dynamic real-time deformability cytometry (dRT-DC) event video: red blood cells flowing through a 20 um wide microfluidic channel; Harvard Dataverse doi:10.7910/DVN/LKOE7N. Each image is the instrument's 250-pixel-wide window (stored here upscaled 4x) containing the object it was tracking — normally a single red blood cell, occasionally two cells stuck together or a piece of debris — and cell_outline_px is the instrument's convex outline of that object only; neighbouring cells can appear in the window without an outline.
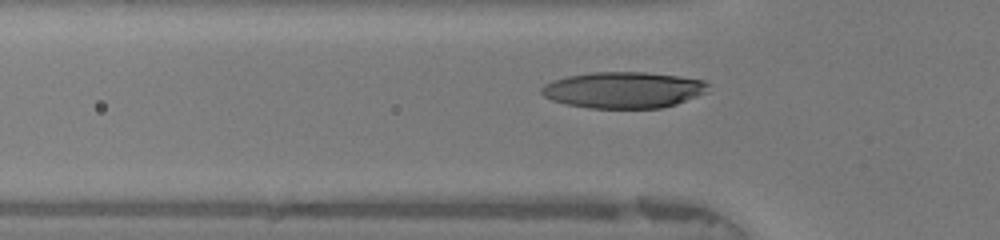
{"species": "human", "species_latin": "Homo sapiens", "temperature_condition": "warm", "stored_images_in_passage": 48, "camera_frame_rate_fps": 3000, "um_per_image_px": 0.085, "donor": {"sex": "female"}, "frame": {"image": 1, "passage_image": 15, "time_ms": 4.667, "image_size_px": [1000, 240], "cell_outline_px": [[708, 84], [704, 92], [696, 96], [676, 104], [660, 108], [588, 108], [568, 104], [552, 100], [544, 96], [540, 92], [540, 88], [544, 84], [552, 80], [568, 76], [592, 72], [644, 72], [680, 76], [704, 80]], "centroid_in_image_um": [52.95, 7.64], "position_along_channel_um": 72.8, "area_um2": 35.08}}
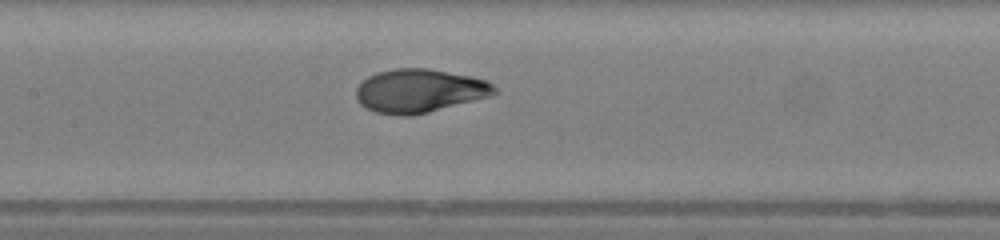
{"frame": {"image": 2, "passage_image": 22, "time_ms": 7.0, "image_size_px": [1000, 240], "cell_outline_px": [[500, 92], [492, 96], [412, 116], [400, 116], [376, 112], [360, 104], [356, 100], [356, 88], [368, 76], [376, 72], [396, 68], [428, 68], [472, 76], [484, 80], [492, 84]], "centroid_in_image_um": [35.66, 7.72], "position_along_channel_um": 171.7, "area_um2": 35.26}}
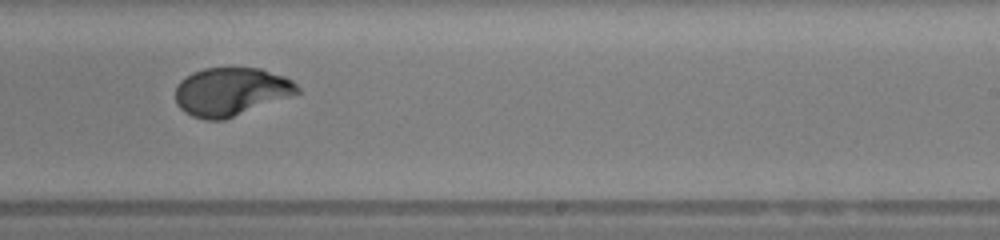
{"frame": {"image": 3, "passage_image": 29, "time_ms": 9.333, "image_size_px": [1000, 240], "cell_outline_px": [[300, 92], [224, 120], [204, 120], [192, 116], [184, 112], [176, 104], [176, 88], [180, 80], [192, 72], [204, 68], [260, 68], [284, 76], [292, 80], [300, 88]], "centroid_in_image_um": [19.6, 7.79], "position_along_channel_um": 269.4, "area_um2": 34.16}, "authors_computed_cell_mechanics": {"area_um2": 34.1598, "velocity_mm_per_s": 4.1918, "shape_relaxation_time_tau1_ms": 5.5647, "shape_relaxation_time_tau2_ms": null, "deformation_change_tau1": 0.2695, "deformation_change_tau2": null}}